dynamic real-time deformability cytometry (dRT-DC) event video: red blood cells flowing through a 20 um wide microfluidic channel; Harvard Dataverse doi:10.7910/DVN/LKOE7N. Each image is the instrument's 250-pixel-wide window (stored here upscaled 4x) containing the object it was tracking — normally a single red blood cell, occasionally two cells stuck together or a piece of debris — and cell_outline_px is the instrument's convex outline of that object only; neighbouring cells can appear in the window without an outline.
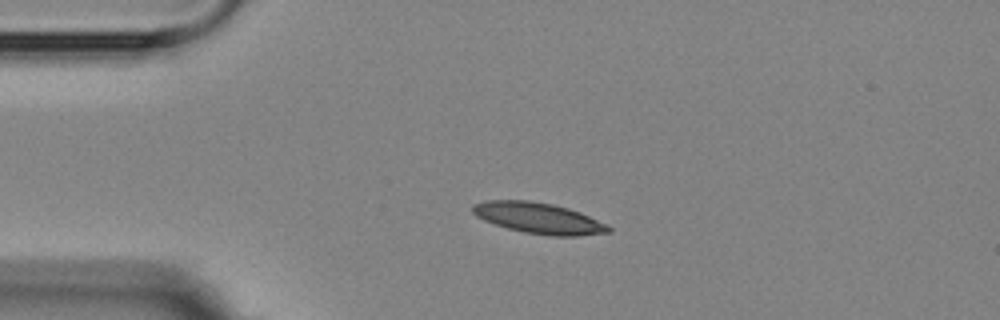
{"species": "Egyptian fruit bat (a non-hibernating species)", "species_latin": "Rousettus aegyptiacus", "temperature_condition": "room temperature", "stored_images_in_passage": 3, "camera_frame_rate_fps": 3000, "um_per_image_px": 0.085, "animal": {"sex": "female"}, "frame": {"image": 1, "passage_image": 1, "time_ms": 0.0, "image_size_px": [1000, 320], "cell_outline_px": [[612, 232], [580, 236], [552, 236], [524, 232], [508, 228], [484, 220], [476, 216], [472, 212], [472, 204], [488, 200], [528, 200], [552, 204], [568, 208], [580, 212], [608, 224], [612, 228]], "centroid_in_image_um": [45.82, 18.54], "position_along_channel_um": 39.2, "area_um2": 24.57}}
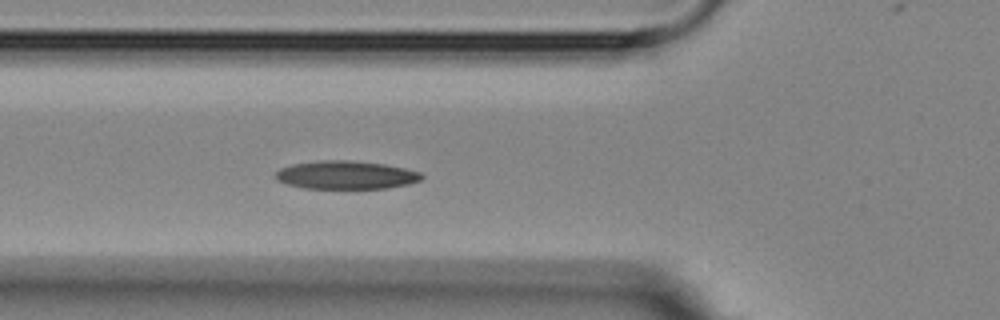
{"frame": {"image": 2, "passage_image": 3, "time_ms": 2.333, "image_size_px": [1000, 320], "cell_outline_px": [[424, 176], [420, 180], [408, 184], [384, 188], [304, 188], [288, 184], [276, 180], [272, 176], [280, 168], [292, 164], [320, 160], [348, 160], [384, 164], [404, 168], [420, 172]], "centroid_in_image_um": [29.36, 14.87], "position_along_channel_um": 96.4, "area_um2": 23.99}}